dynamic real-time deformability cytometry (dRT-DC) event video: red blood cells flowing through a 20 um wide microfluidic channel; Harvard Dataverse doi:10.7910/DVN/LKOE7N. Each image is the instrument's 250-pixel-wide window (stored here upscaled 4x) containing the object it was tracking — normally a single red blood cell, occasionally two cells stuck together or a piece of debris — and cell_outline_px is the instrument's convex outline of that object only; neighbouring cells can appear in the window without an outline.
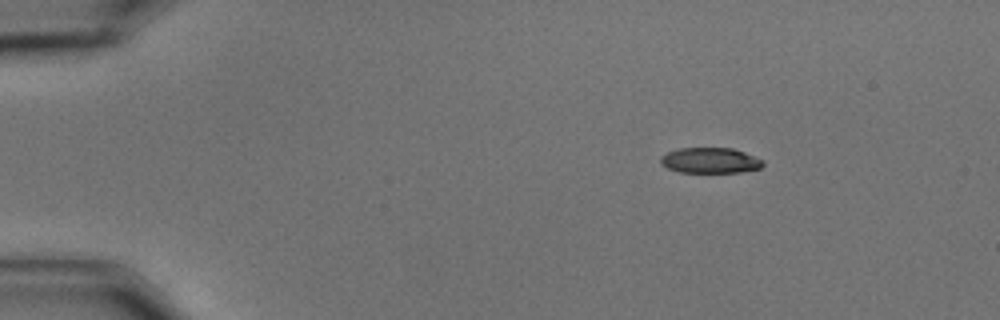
{"species": "common noctule bat (a hibernating species)", "species_latin": "Nyctalus noctula", "temperature_condition": "cold", "stored_images_in_passage": 48, "camera_frame_rate_fps": 3000, "um_per_image_px": 0.085, "animal": {"sex": "male", "body_mass_g": 15.6}, "frame": {"image": 1, "passage_image": 1, "time_ms": 0.0, "image_size_px": [1000, 320], "cell_outline_px": [[764, 164], [760, 168], [740, 172], [680, 172], [668, 168], [660, 164], [660, 156], [668, 152], [680, 148], [732, 148], [744, 152], [764, 160]], "centroid_in_image_um": [60.36, 13.63], "position_along_channel_um": 24.6, "area_um2": 15.2}}
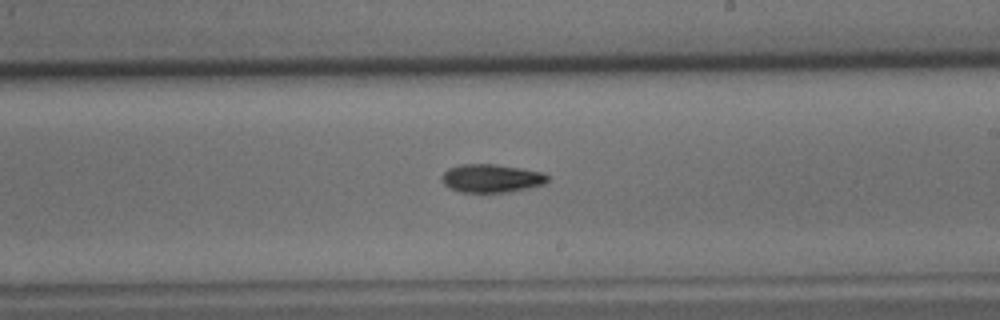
{"frame": {"image": 2, "passage_image": 27, "time_ms": 8.667, "image_size_px": [1000, 320], "cell_outline_px": [[548, 180], [544, 184], [528, 188], [508, 192], [460, 192], [444, 184], [440, 180], [440, 176], [448, 168], [460, 164], [496, 164], [544, 172], [548, 176]], "centroid_in_image_um": [41.75, 15.15], "position_along_channel_um": 247.2, "area_um2": 17.51}}
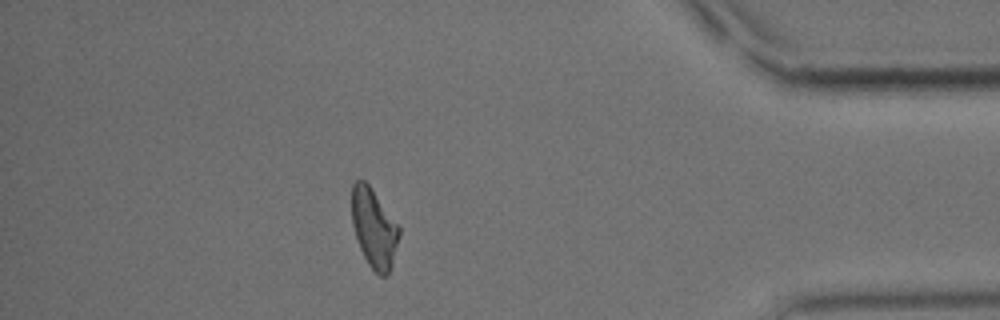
{"frame": {"image": 3, "passage_image": 41, "time_ms": 13.333, "image_size_px": [1000, 320], "cell_outline_px": [[400, 236], [392, 268], [384, 276], [380, 276], [368, 264], [360, 248], [352, 224], [352, 184], [356, 180], [364, 180], [368, 184], [400, 224]], "centroid_in_image_um": [31.82, 19.39], "position_along_channel_um": 403.4, "area_um2": 22.02}, "authors_computed_cell_mechanics": {"area_um2": 17.5712, "velocity_mm_per_s": 3.499, "shape_relaxation_time_tau1_ms": 5.1371, "shape_relaxation_time_tau2_ms": null, "deformation_change_tau1": 0.1321, "deformation_change_tau2": null}}